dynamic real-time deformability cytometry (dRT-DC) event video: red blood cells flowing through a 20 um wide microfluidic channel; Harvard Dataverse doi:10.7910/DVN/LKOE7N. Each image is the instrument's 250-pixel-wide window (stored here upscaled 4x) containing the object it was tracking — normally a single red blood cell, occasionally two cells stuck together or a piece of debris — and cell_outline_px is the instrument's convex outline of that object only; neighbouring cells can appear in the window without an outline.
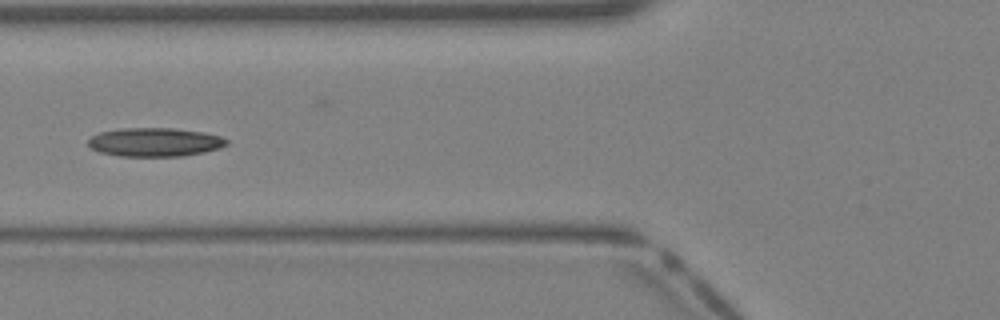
{"species": "Egyptian fruit bat (a non-hibernating species)", "species_latin": "Rousettus aegyptiacus", "temperature_condition": "warm", "stored_images_in_passage": 5, "camera_frame_rate_fps": 3000, "um_per_image_px": 0.085, "animal": {"sex": "female"}, "frame": {"image": 1, "passage_image": 2, "time_ms": 0.333, "image_size_px": [1000, 320], "cell_outline_px": [[228, 144], [220, 148], [204, 152], [184, 156], [120, 156], [100, 152], [92, 148], [88, 144], [88, 140], [92, 136], [100, 132], [120, 128], [176, 128], [204, 132], [220, 136], [228, 140]], "centroid_in_image_um": [13.19, 12.08], "position_along_channel_um": 112.6, "area_um2": 23.24}}